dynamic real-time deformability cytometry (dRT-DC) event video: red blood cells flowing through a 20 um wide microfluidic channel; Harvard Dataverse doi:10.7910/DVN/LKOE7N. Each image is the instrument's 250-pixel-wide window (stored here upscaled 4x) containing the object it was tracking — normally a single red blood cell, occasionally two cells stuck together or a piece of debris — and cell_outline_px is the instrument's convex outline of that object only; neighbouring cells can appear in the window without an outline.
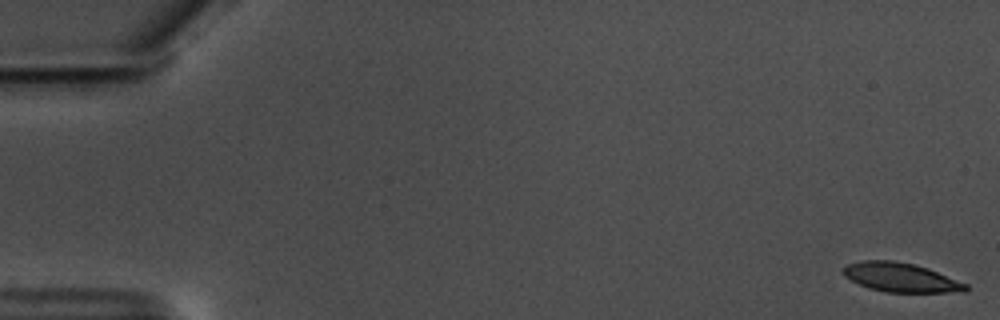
{"species": "common noctule bat (a hibernating species)", "species_latin": "Nyctalus noctula", "temperature_condition": "warm", "stored_images_in_passage": 58, "camera_frame_rate_fps": 3000, "um_per_image_px": 0.085, "animal": {"sex": "male", "body_mass_g": 17.5, "forearm_length_mm": 52.3}, "frame": {"image": 1, "passage_image": 1, "time_ms": 0.0, "image_size_px": [1000, 320], "cell_outline_px": [[968, 288], [964, 292], [884, 292], [868, 288], [844, 276], [840, 272], [840, 268], [848, 264], [864, 260], [892, 260], [912, 264], [928, 268], [968, 284]], "centroid_in_image_um": [76.53, 23.58], "position_along_channel_um": 8.5, "area_um2": 20.87}}
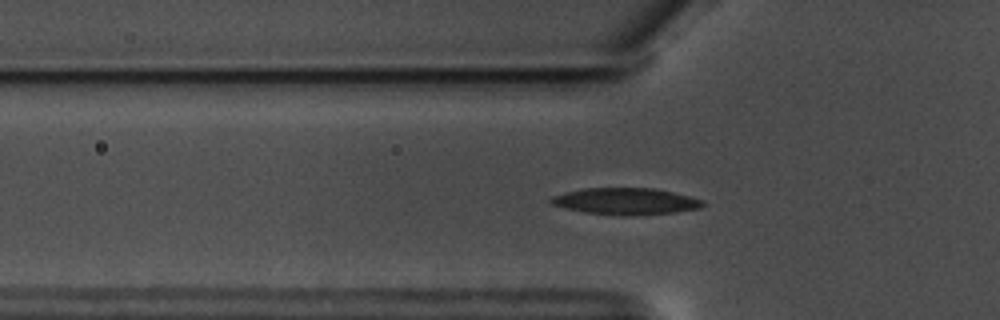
{"frame": {"image": 2, "passage_image": 20, "time_ms": 6.333, "image_size_px": [1000, 320], "cell_outline_px": [[708, 204], [700, 208], [676, 212], [632, 216], [624, 216], [584, 212], [564, 208], [552, 204], [548, 200], [552, 196], [564, 192], [584, 188], [652, 188], [672, 192], [704, 200]], "centroid_in_image_um": [53.19, 17.11], "position_along_channel_um": 72.6, "area_um2": 23.76}}
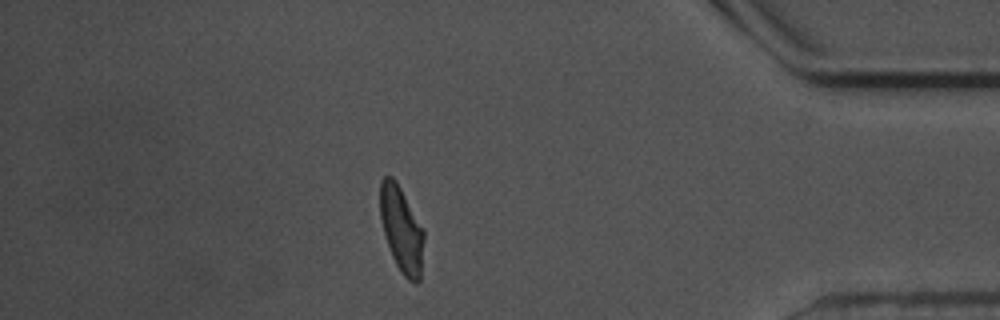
{"frame": {"image": 3, "passage_image": 51, "time_ms": 16.667, "image_size_px": [1000, 320], "cell_outline_px": [[424, 240], [420, 280], [416, 284], [408, 280], [400, 272], [392, 256], [384, 232], [380, 216], [380, 180], [384, 176], [392, 176], [396, 180], [424, 228]], "centroid_in_image_um": [34.14, 19.49], "position_along_channel_um": 401.1, "area_um2": 22.02}, "authors_computed_cell_mechanics": {"area_um2": 21.964, "velocity_mm_per_s": 3.5332, "shape_relaxation_time_tau1_ms": 3.4932, "shape_relaxation_time_tau2_ms": 2.5144, "deformation_change_tau1": 0.1635, "deformation_change_tau2": 0.0843}}